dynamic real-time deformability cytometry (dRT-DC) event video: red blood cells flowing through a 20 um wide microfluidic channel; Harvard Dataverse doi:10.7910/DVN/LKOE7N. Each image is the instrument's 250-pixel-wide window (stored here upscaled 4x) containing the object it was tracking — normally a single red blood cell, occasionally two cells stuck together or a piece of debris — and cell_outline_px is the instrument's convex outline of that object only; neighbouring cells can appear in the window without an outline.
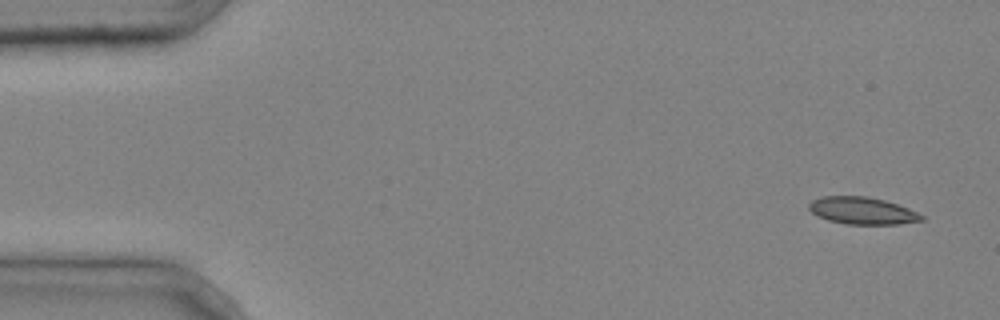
{"species": "common noctule bat (a hibernating species)", "species_latin": "Nyctalus noctula", "temperature_condition": "cold", "stored_images_in_passage": 4, "camera_frame_rate_fps": 3000, "um_per_image_px": 0.085, "animal": {"sex": "male", "body_mass_g": 20.4}, "frame": {"image": 1, "passage_image": 1, "time_ms": 0.0, "image_size_px": [1000, 320], "cell_outline_px": [[924, 220], [900, 224], [848, 224], [828, 220], [812, 212], [808, 208], [808, 204], [812, 200], [824, 196], [868, 196], [884, 200], [908, 208], [924, 216]], "centroid_in_image_um": [73.3, 17.9], "position_along_channel_um": 11.7, "area_um2": 17.69}}
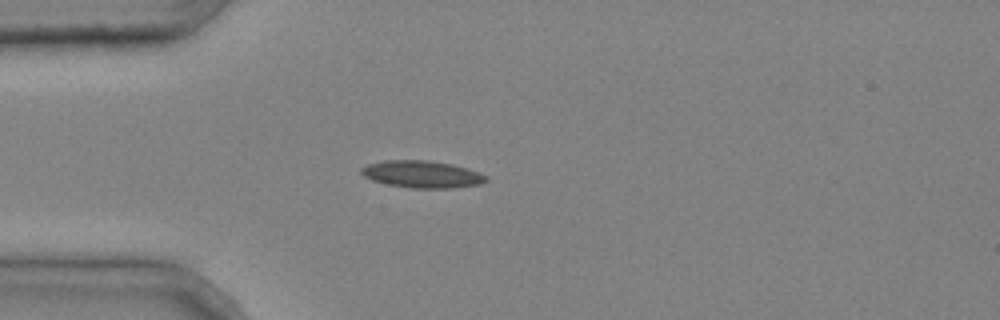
{"frame": {"image": 2, "passage_image": 4, "time_ms": 1.0, "image_size_px": [1000, 320], "cell_outline_px": [[488, 180], [480, 184], [452, 188], [412, 188], [388, 184], [372, 180], [364, 176], [360, 172], [360, 168], [368, 164], [384, 160], [428, 160], [452, 164], [468, 168], [480, 172], [488, 176]], "centroid_in_image_um": [35.9, 14.8], "position_along_channel_um": 49.1, "area_um2": 19.83}}